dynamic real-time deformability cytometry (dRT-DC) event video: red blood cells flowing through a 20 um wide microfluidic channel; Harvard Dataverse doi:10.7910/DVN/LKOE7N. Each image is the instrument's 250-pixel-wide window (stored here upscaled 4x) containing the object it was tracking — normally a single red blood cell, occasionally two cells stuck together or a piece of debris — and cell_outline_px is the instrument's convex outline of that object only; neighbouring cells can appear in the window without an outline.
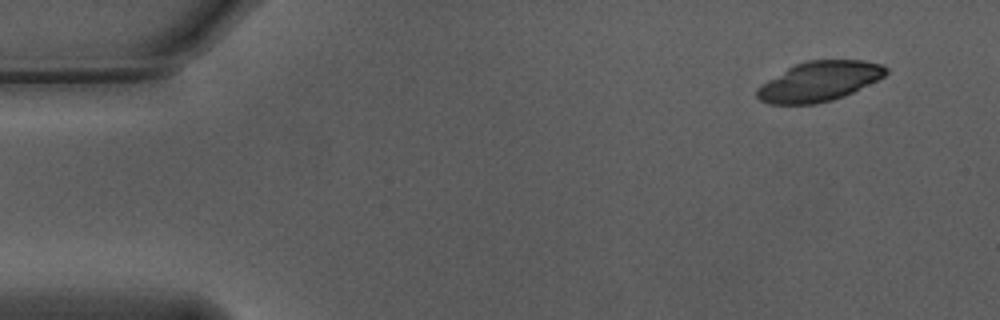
{"species": "Egyptian fruit bat (a non-hibernating species)", "species_latin": "Rousettus aegyptiacus", "temperature_condition": "warm", "stored_images_in_passage": 10, "camera_frame_rate_fps": 3000, "um_per_image_px": 0.085, "animal": {"sex": "male"}, "frame": {"image": 1, "passage_image": 1, "time_ms": 0.0, "image_size_px": [1000, 320], "cell_outline_px": [[888, 72], [884, 76], [844, 96], [832, 100], [816, 104], [768, 104], [760, 100], [756, 96], [756, 88], [768, 80], [788, 68], [796, 64], [808, 60], [864, 60], [880, 64], [888, 68]], "centroid_in_image_um": [69.62, 6.92], "position_along_channel_um": 15.4, "area_um2": 29.65}}